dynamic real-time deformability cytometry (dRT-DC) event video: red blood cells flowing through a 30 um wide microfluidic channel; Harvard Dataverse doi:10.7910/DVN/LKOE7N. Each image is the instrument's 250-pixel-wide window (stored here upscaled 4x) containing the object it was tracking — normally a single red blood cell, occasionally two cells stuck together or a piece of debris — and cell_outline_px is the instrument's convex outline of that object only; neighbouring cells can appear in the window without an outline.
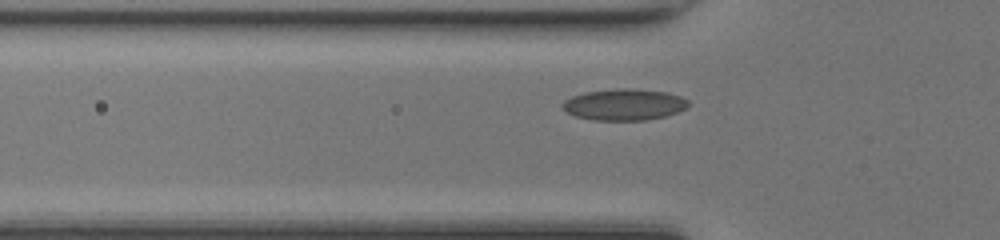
{"species": "common noctule bat (a hibernating species)", "species_latin": "Nyctalus noctula", "temperature_condition": "room temperature", "stored_images_in_passage": 36, "segment_of_instrument_passage": [1, 2], "camera_frame_rate_fps": 3000, "um_per_image_px": 0.085, "animal": {"sex": "female", "body_mass_g": 17.0, "forearm_length_mm": 48.0}, "frame": {"image": 1, "passage_image": 9, "time_ms": 2.667, "image_size_px": [1000, 240], "cell_outline_px": [[688, 104], [684, 108], [676, 112], [664, 116], [644, 120], [592, 120], [576, 116], [568, 112], [560, 104], [564, 100], [572, 96], [584, 92], [616, 88], [632, 88], [664, 92], [680, 96], [688, 100]], "centroid_in_image_um": [53.01, 8.88], "position_along_channel_um": 72.8, "area_um2": 22.83}}
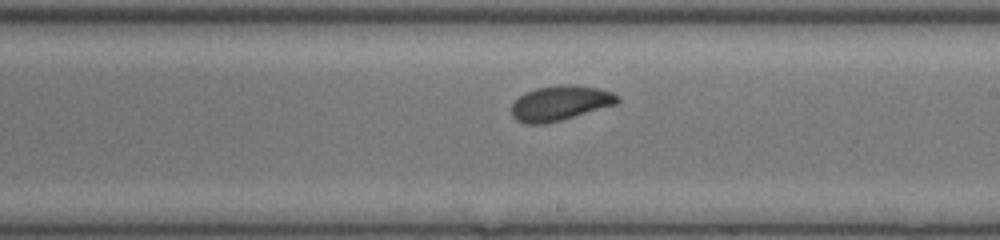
{"frame": {"image": 2, "passage_image": 21, "time_ms": 6.667, "image_size_px": [1000, 240], "cell_outline_px": [[620, 100], [616, 104], [560, 120], [544, 124], [524, 124], [516, 120], [512, 116], [512, 104], [520, 96], [536, 88], [564, 84], [576, 84], [600, 88], [612, 92], [620, 96]], "centroid_in_image_um": [47.63, 8.75], "position_along_channel_um": 241.4, "area_um2": 21.5}}
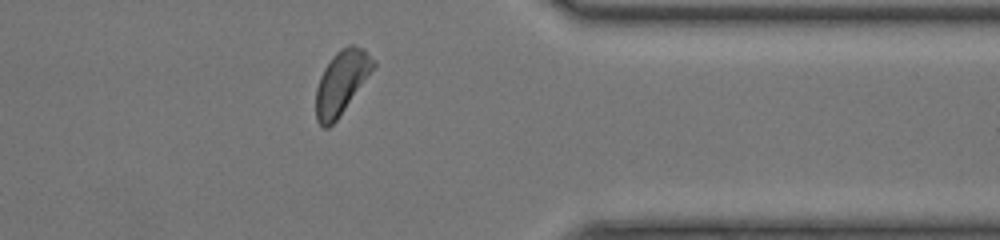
{"frame": {"image": 3, "passage_image": 32, "time_ms": 10.333, "image_size_px": [1000, 240], "cell_outline_px": [[376, 64], [336, 120], [328, 128], [324, 128], [316, 120], [316, 88], [320, 76], [324, 68], [332, 56], [340, 48], [348, 44], [352, 44], [364, 48], [376, 60]], "centroid_in_image_um": [29.01, 6.95], "position_along_channel_um": 382.4, "area_um2": 20.98}}